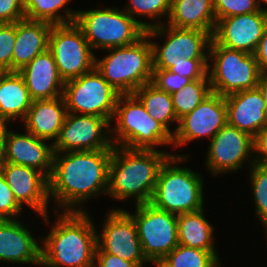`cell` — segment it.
Here are the masks:
<instances>
[{
	"label": "cell",
	"mask_w": 267,
	"mask_h": 267,
	"mask_svg": "<svg viewBox=\"0 0 267 267\" xmlns=\"http://www.w3.org/2000/svg\"><path fill=\"white\" fill-rule=\"evenodd\" d=\"M267 26L263 11L219 19L212 38L226 48L254 54Z\"/></svg>",
	"instance_id": "ac0fdd59"
},
{
	"label": "cell",
	"mask_w": 267,
	"mask_h": 267,
	"mask_svg": "<svg viewBox=\"0 0 267 267\" xmlns=\"http://www.w3.org/2000/svg\"><path fill=\"white\" fill-rule=\"evenodd\" d=\"M227 124L225 97L211 92L189 114L179 120L174 130L173 145L180 147L192 140H211Z\"/></svg>",
	"instance_id": "2e32d148"
},
{
	"label": "cell",
	"mask_w": 267,
	"mask_h": 267,
	"mask_svg": "<svg viewBox=\"0 0 267 267\" xmlns=\"http://www.w3.org/2000/svg\"><path fill=\"white\" fill-rule=\"evenodd\" d=\"M124 6V10L145 30H148L166 23L164 20L163 23L159 20L161 17L167 16L166 19L168 18L171 9V0H129L128 5ZM137 16H144L148 19L157 20H155V23L142 22V20L136 19Z\"/></svg>",
	"instance_id": "1f68e13d"
},
{
	"label": "cell",
	"mask_w": 267,
	"mask_h": 267,
	"mask_svg": "<svg viewBox=\"0 0 267 267\" xmlns=\"http://www.w3.org/2000/svg\"><path fill=\"white\" fill-rule=\"evenodd\" d=\"M106 213L101 234L97 233L96 251H104L143 267L149 261L143 254L133 217L123 208Z\"/></svg>",
	"instance_id": "5bb4252c"
},
{
	"label": "cell",
	"mask_w": 267,
	"mask_h": 267,
	"mask_svg": "<svg viewBox=\"0 0 267 267\" xmlns=\"http://www.w3.org/2000/svg\"><path fill=\"white\" fill-rule=\"evenodd\" d=\"M110 126L111 123L104 117L67 113L53 143L54 153L113 149Z\"/></svg>",
	"instance_id": "4fadbf2b"
},
{
	"label": "cell",
	"mask_w": 267,
	"mask_h": 267,
	"mask_svg": "<svg viewBox=\"0 0 267 267\" xmlns=\"http://www.w3.org/2000/svg\"><path fill=\"white\" fill-rule=\"evenodd\" d=\"M71 1L72 0H24L25 19L44 21L52 25L73 23L76 20L77 10L75 11L65 7L68 2ZM61 10L62 12H60ZM63 11L65 15L62 16Z\"/></svg>",
	"instance_id": "f1b7e54d"
},
{
	"label": "cell",
	"mask_w": 267,
	"mask_h": 267,
	"mask_svg": "<svg viewBox=\"0 0 267 267\" xmlns=\"http://www.w3.org/2000/svg\"><path fill=\"white\" fill-rule=\"evenodd\" d=\"M216 22L225 17L260 11L257 0H213Z\"/></svg>",
	"instance_id": "836d02e7"
},
{
	"label": "cell",
	"mask_w": 267,
	"mask_h": 267,
	"mask_svg": "<svg viewBox=\"0 0 267 267\" xmlns=\"http://www.w3.org/2000/svg\"><path fill=\"white\" fill-rule=\"evenodd\" d=\"M250 170V183L255 211L259 221L267 223V165L254 163Z\"/></svg>",
	"instance_id": "d6a6232c"
},
{
	"label": "cell",
	"mask_w": 267,
	"mask_h": 267,
	"mask_svg": "<svg viewBox=\"0 0 267 267\" xmlns=\"http://www.w3.org/2000/svg\"><path fill=\"white\" fill-rule=\"evenodd\" d=\"M168 267H221L216 251L178 245L162 260Z\"/></svg>",
	"instance_id": "4dcf8cb0"
},
{
	"label": "cell",
	"mask_w": 267,
	"mask_h": 267,
	"mask_svg": "<svg viewBox=\"0 0 267 267\" xmlns=\"http://www.w3.org/2000/svg\"><path fill=\"white\" fill-rule=\"evenodd\" d=\"M150 263H153L156 267H168L164 262L161 260H151Z\"/></svg>",
	"instance_id": "f6af8a7d"
},
{
	"label": "cell",
	"mask_w": 267,
	"mask_h": 267,
	"mask_svg": "<svg viewBox=\"0 0 267 267\" xmlns=\"http://www.w3.org/2000/svg\"><path fill=\"white\" fill-rule=\"evenodd\" d=\"M210 93L211 87L208 74L204 78L191 81L181 90L172 93L173 108L178 121L192 112Z\"/></svg>",
	"instance_id": "f546056e"
},
{
	"label": "cell",
	"mask_w": 267,
	"mask_h": 267,
	"mask_svg": "<svg viewBox=\"0 0 267 267\" xmlns=\"http://www.w3.org/2000/svg\"><path fill=\"white\" fill-rule=\"evenodd\" d=\"M227 123L254 137L267 126L265 100L258 87L225 97Z\"/></svg>",
	"instance_id": "44dd1931"
},
{
	"label": "cell",
	"mask_w": 267,
	"mask_h": 267,
	"mask_svg": "<svg viewBox=\"0 0 267 267\" xmlns=\"http://www.w3.org/2000/svg\"><path fill=\"white\" fill-rule=\"evenodd\" d=\"M207 151L205 166L214 175L236 172L245 162L250 167L255 163L253 137L228 123L210 140Z\"/></svg>",
	"instance_id": "9a60e30c"
},
{
	"label": "cell",
	"mask_w": 267,
	"mask_h": 267,
	"mask_svg": "<svg viewBox=\"0 0 267 267\" xmlns=\"http://www.w3.org/2000/svg\"><path fill=\"white\" fill-rule=\"evenodd\" d=\"M112 152L113 149L54 153L49 199L63 211H86L81 203L108 192Z\"/></svg>",
	"instance_id": "6da1fadb"
},
{
	"label": "cell",
	"mask_w": 267,
	"mask_h": 267,
	"mask_svg": "<svg viewBox=\"0 0 267 267\" xmlns=\"http://www.w3.org/2000/svg\"><path fill=\"white\" fill-rule=\"evenodd\" d=\"M19 219L0 220V261L41 265V246Z\"/></svg>",
	"instance_id": "ffe728a7"
},
{
	"label": "cell",
	"mask_w": 267,
	"mask_h": 267,
	"mask_svg": "<svg viewBox=\"0 0 267 267\" xmlns=\"http://www.w3.org/2000/svg\"><path fill=\"white\" fill-rule=\"evenodd\" d=\"M167 25L214 33L213 0H171Z\"/></svg>",
	"instance_id": "d4e9b609"
},
{
	"label": "cell",
	"mask_w": 267,
	"mask_h": 267,
	"mask_svg": "<svg viewBox=\"0 0 267 267\" xmlns=\"http://www.w3.org/2000/svg\"><path fill=\"white\" fill-rule=\"evenodd\" d=\"M174 154L159 150L113 146L109 166L108 196L135 198V205L150 203L161 166Z\"/></svg>",
	"instance_id": "3957f363"
},
{
	"label": "cell",
	"mask_w": 267,
	"mask_h": 267,
	"mask_svg": "<svg viewBox=\"0 0 267 267\" xmlns=\"http://www.w3.org/2000/svg\"><path fill=\"white\" fill-rule=\"evenodd\" d=\"M151 39L153 37H167L164 44L151 41L153 69L169 70L178 57L188 59H209V48L212 33L198 29L177 28L167 24L153 27L145 31ZM207 51V52H205Z\"/></svg>",
	"instance_id": "30bf717a"
},
{
	"label": "cell",
	"mask_w": 267,
	"mask_h": 267,
	"mask_svg": "<svg viewBox=\"0 0 267 267\" xmlns=\"http://www.w3.org/2000/svg\"><path fill=\"white\" fill-rule=\"evenodd\" d=\"M18 73L23 77L33 101L63 95L65 82L59 75L54 56L49 49L37 55Z\"/></svg>",
	"instance_id": "7402d4cb"
},
{
	"label": "cell",
	"mask_w": 267,
	"mask_h": 267,
	"mask_svg": "<svg viewBox=\"0 0 267 267\" xmlns=\"http://www.w3.org/2000/svg\"><path fill=\"white\" fill-rule=\"evenodd\" d=\"M52 24L23 19L16 22V40L12 57V72H18L49 46Z\"/></svg>",
	"instance_id": "cb8c5ba5"
},
{
	"label": "cell",
	"mask_w": 267,
	"mask_h": 267,
	"mask_svg": "<svg viewBox=\"0 0 267 267\" xmlns=\"http://www.w3.org/2000/svg\"><path fill=\"white\" fill-rule=\"evenodd\" d=\"M45 142L47 140L27 131L21 134L8 128L4 162L34 168L49 179L53 170L54 150L53 143Z\"/></svg>",
	"instance_id": "d6986e66"
},
{
	"label": "cell",
	"mask_w": 267,
	"mask_h": 267,
	"mask_svg": "<svg viewBox=\"0 0 267 267\" xmlns=\"http://www.w3.org/2000/svg\"><path fill=\"white\" fill-rule=\"evenodd\" d=\"M25 19L24 0H0V23Z\"/></svg>",
	"instance_id": "f35d334b"
},
{
	"label": "cell",
	"mask_w": 267,
	"mask_h": 267,
	"mask_svg": "<svg viewBox=\"0 0 267 267\" xmlns=\"http://www.w3.org/2000/svg\"><path fill=\"white\" fill-rule=\"evenodd\" d=\"M188 157L174 154L161 166L150 200L153 206L176 215L204 208L203 177L190 168L179 166Z\"/></svg>",
	"instance_id": "277c9868"
},
{
	"label": "cell",
	"mask_w": 267,
	"mask_h": 267,
	"mask_svg": "<svg viewBox=\"0 0 267 267\" xmlns=\"http://www.w3.org/2000/svg\"><path fill=\"white\" fill-rule=\"evenodd\" d=\"M94 261V267H137L133 262L104 251H95Z\"/></svg>",
	"instance_id": "ab89813d"
},
{
	"label": "cell",
	"mask_w": 267,
	"mask_h": 267,
	"mask_svg": "<svg viewBox=\"0 0 267 267\" xmlns=\"http://www.w3.org/2000/svg\"><path fill=\"white\" fill-rule=\"evenodd\" d=\"M133 94L141 101L148 114L174 135V131L169 129V123L178 124L179 121L173 108L171 94L159 90L151 82L144 84Z\"/></svg>",
	"instance_id": "83f0119b"
},
{
	"label": "cell",
	"mask_w": 267,
	"mask_h": 267,
	"mask_svg": "<svg viewBox=\"0 0 267 267\" xmlns=\"http://www.w3.org/2000/svg\"><path fill=\"white\" fill-rule=\"evenodd\" d=\"M257 2H258V5H259L260 10L263 11V12H265V13H267V8H265V7L262 8L261 7V4L262 3H264L265 5H267V0H257Z\"/></svg>",
	"instance_id": "bcb514c9"
},
{
	"label": "cell",
	"mask_w": 267,
	"mask_h": 267,
	"mask_svg": "<svg viewBox=\"0 0 267 267\" xmlns=\"http://www.w3.org/2000/svg\"><path fill=\"white\" fill-rule=\"evenodd\" d=\"M63 96L53 99L34 100L24 118V128L34 136L54 143L67 116Z\"/></svg>",
	"instance_id": "603a6c76"
},
{
	"label": "cell",
	"mask_w": 267,
	"mask_h": 267,
	"mask_svg": "<svg viewBox=\"0 0 267 267\" xmlns=\"http://www.w3.org/2000/svg\"><path fill=\"white\" fill-rule=\"evenodd\" d=\"M133 217L148 261L162 260L178 245L177 215L161 210L151 203L136 205Z\"/></svg>",
	"instance_id": "8fae6325"
},
{
	"label": "cell",
	"mask_w": 267,
	"mask_h": 267,
	"mask_svg": "<svg viewBox=\"0 0 267 267\" xmlns=\"http://www.w3.org/2000/svg\"><path fill=\"white\" fill-rule=\"evenodd\" d=\"M16 22L0 23V72H12Z\"/></svg>",
	"instance_id": "e575fe53"
},
{
	"label": "cell",
	"mask_w": 267,
	"mask_h": 267,
	"mask_svg": "<svg viewBox=\"0 0 267 267\" xmlns=\"http://www.w3.org/2000/svg\"><path fill=\"white\" fill-rule=\"evenodd\" d=\"M254 55L261 73H267V26Z\"/></svg>",
	"instance_id": "b9f144b4"
},
{
	"label": "cell",
	"mask_w": 267,
	"mask_h": 267,
	"mask_svg": "<svg viewBox=\"0 0 267 267\" xmlns=\"http://www.w3.org/2000/svg\"><path fill=\"white\" fill-rule=\"evenodd\" d=\"M22 209L23 207L15 199L0 170V220L17 219L21 215Z\"/></svg>",
	"instance_id": "74e56055"
},
{
	"label": "cell",
	"mask_w": 267,
	"mask_h": 267,
	"mask_svg": "<svg viewBox=\"0 0 267 267\" xmlns=\"http://www.w3.org/2000/svg\"><path fill=\"white\" fill-rule=\"evenodd\" d=\"M42 239L41 266L94 267L97 231L86 211H64Z\"/></svg>",
	"instance_id": "7a4b0ae2"
},
{
	"label": "cell",
	"mask_w": 267,
	"mask_h": 267,
	"mask_svg": "<svg viewBox=\"0 0 267 267\" xmlns=\"http://www.w3.org/2000/svg\"><path fill=\"white\" fill-rule=\"evenodd\" d=\"M204 209L177 215L179 245L215 251L213 225L207 221Z\"/></svg>",
	"instance_id": "4316f807"
},
{
	"label": "cell",
	"mask_w": 267,
	"mask_h": 267,
	"mask_svg": "<svg viewBox=\"0 0 267 267\" xmlns=\"http://www.w3.org/2000/svg\"><path fill=\"white\" fill-rule=\"evenodd\" d=\"M105 51L109 54L103 59L95 56V68L120 94H133L144 84L151 82L152 44L146 34L135 44L108 48Z\"/></svg>",
	"instance_id": "8992f818"
},
{
	"label": "cell",
	"mask_w": 267,
	"mask_h": 267,
	"mask_svg": "<svg viewBox=\"0 0 267 267\" xmlns=\"http://www.w3.org/2000/svg\"><path fill=\"white\" fill-rule=\"evenodd\" d=\"M119 95L94 68L66 81L62 96L68 113L104 117L112 124Z\"/></svg>",
	"instance_id": "9c48e42d"
},
{
	"label": "cell",
	"mask_w": 267,
	"mask_h": 267,
	"mask_svg": "<svg viewBox=\"0 0 267 267\" xmlns=\"http://www.w3.org/2000/svg\"><path fill=\"white\" fill-rule=\"evenodd\" d=\"M9 123L0 120V165L5 159L6 139L8 133Z\"/></svg>",
	"instance_id": "7bdbcfd3"
},
{
	"label": "cell",
	"mask_w": 267,
	"mask_h": 267,
	"mask_svg": "<svg viewBox=\"0 0 267 267\" xmlns=\"http://www.w3.org/2000/svg\"><path fill=\"white\" fill-rule=\"evenodd\" d=\"M74 23L94 50L135 44L146 31L125 10L116 7L77 10Z\"/></svg>",
	"instance_id": "52a82bcc"
},
{
	"label": "cell",
	"mask_w": 267,
	"mask_h": 267,
	"mask_svg": "<svg viewBox=\"0 0 267 267\" xmlns=\"http://www.w3.org/2000/svg\"><path fill=\"white\" fill-rule=\"evenodd\" d=\"M257 87L265 100V115L267 118V73H261Z\"/></svg>",
	"instance_id": "ee69618b"
},
{
	"label": "cell",
	"mask_w": 267,
	"mask_h": 267,
	"mask_svg": "<svg viewBox=\"0 0 267 267\" xmlns=\"http://www.w3.org/2000/svg\"><path fill=\"white\" fill-rule=\"evenodd\" d=\"M209 60L211 92L226 97L257 87L261 71L254 54L226 48L212 38Z\"/></svg>",
	"instance_id": "ba28073f"
},
{
	"label": "cell",
	"mask_w": 267,
	"mask_h": 267,
	"mask_svg": "<svg viewBox=\"0 0 267 267\" xmlns=\"http://www.w3.org/2000/svg\"><path fill=\"white\" fill-rule=\"evenodd\" d=\"M33 100L18 72H0V120L7 123L27 115Z\"/></svg>",
	"instance_id": "484cf974"
},
{
	"label": "cell",
	"mask_w": 267,
	"mask_h": 267,
	"mask_svg": "<svg viewBox=\"0 0 267 267\" xmlns=\"http://www.w3.org/2000/svg\"><path fill=\"white\" fill-rule=\"evenodd\" d=\"M10 190L22 206L25 204L48 222L49 179L40 171L22 165L3 162L0 165Z\"/></svg>",
	"instance_id": "e0dca14e"
},
{
	"label": "cell",
	"mask_w": 267,
	"mask_h": 267,
	"mask_svg": "<svg viewBox=\"0 0 267 267\" xmlns=\"http://www.w3.org/2000/svg\"><path fill=\"white\" fill-rule=\"evenodd\" d=\"M191 81L190 78L182 77L179 74L172 73L170 70L153 69L151 83L159 90L172 94L181 90Z\"/></svg>",
	"instance_id": "8d00e7d4"
},
{
	"label": "cell",
	"mask_w": 267,
	"mask_h": 267,
	"mask_svg": "<svg viewBox=\"0 0 267 267\" xmlns=\"http://www.w3.org/2000/svg\"><path fill=\"white\" fill-rule=\"evenodd\" d=\"M48 49L52 52L64 82L80 77L95 68V54L82 30L73 22L53 25Z\"/></svg>",
	"instance_id": "7c38bea8"
},
{
	"label": "cell",
	"mask_w": 267,
	"mask_h": 267,
	"mask_svg": "<svg viewBox=\"0 0 267 267\" xmlns=\"http://www.w3.org/2000/svg\"><path fill=\"white\" fill-rule=\"evenodd\" d=\"M264 226V229H265V234H266V239H267V223L265 224V225H263Z\"/></svg>",
	"instance_id": "7dc6e473"
},
{
	"label": "cell",
	"mask_w": 267,
	"mask_h": 267,
	"mask_svg": "<svg viewBox=\"0 0 267 267\" xmlns=\"http://www.w3.org/2000/svg\"><path fill=\"white\" fill-rule=\"evenodd\" d=\"M209 59H188L178 57L175 64L169 69L172 73L190 78L192 81L204 78L208 74Z\"/></svg>",
	"instance_id": "d590c367"
},
{
	"label": "cell",
	"mask_w": 267,
	"mask_h": 267,
	"mask_svg": "<svg viewBox=\"0 0 267 267\" xmlns=\"http://www.w3.org/2000/svg\"><path fill=\"white\" fill-rule=\"evenodd\" d=\"M253 152L255 163L267 165V126L253 137Z\"/></svg>",
	"instance_id": "60d3db41"
},
{
	"label": "cell",
	"mask_w": 267,
	"mask_h": 267,
	"mask_svg": "<svg viewBox=\"0 0 267 267\" xmlns=\"http://www.w3.org/2000/svg\"><path fill=\"white\" fill-rule=\"evenodd\" d=\"M113 119L117 120L110 133L113 146L156 150L155 146L173 145V135L148 114L134 94L119 95Z\"/></svg>",
	"instance_id": "5b68a950"
}]
</instances>
